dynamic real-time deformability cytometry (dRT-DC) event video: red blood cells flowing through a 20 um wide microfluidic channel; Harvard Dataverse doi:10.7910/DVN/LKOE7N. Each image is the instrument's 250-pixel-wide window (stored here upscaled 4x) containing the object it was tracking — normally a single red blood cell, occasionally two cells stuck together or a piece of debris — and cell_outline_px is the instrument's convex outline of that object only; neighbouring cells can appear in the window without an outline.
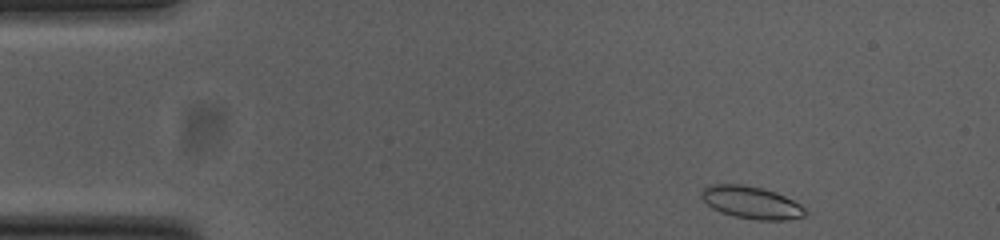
{"species": "common noctule bat (a hibernating species)", "species_latin": "Nyctalus noctula", "temperature_condition": "cold", "stored_images_in_passage": 8, "camera_frame_rate_fps": 3000, "um_per_image_px": 0.085, "animal": {"sex": "female", "body_mass_g": 23.0, "forearm_length_mm": 53.4}, "frame": {"image": 1, "passage_image": 1, "time_ms": 0.0, "image_size_px": [1000, 240], "cell_outline_px": [[808, 212], [804, 216], [784, 220], [756, 220], [732, 216], [720, 212], [712, 208], [700, 196], [700, 192], [704, 188], [712, 184], [740, 184], [764, 188], [776, 192], [800, 204]], "centroid_in_image_um": [63.85, 17.21], "position_along_channel_um": 21.1, "area_um2": 19.65}}